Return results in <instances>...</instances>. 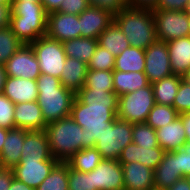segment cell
Wrapping results in <instances>:
<instances>
[{
  "mask_svg": "<svg viewBox=\"0 0 190 190\" xmlns=\"http://www.w3.org/2000/svg\"><path fill=\"white\" fill-rule=\"evenodd\" d=\"M38 104L47 124L70 116L75 98L72 90L65 88L57 77L41 74L37 79Z\"/></svg>",
  "mask_w": 190,
  "mask_h": 190,
  "instance_id": "1",
  "label": "cell"
},
{
  "mask_svg": "<svg viewBox=\"0 0 190 190\" xmlns=\"http://www.w3.org/2000/svg\"><path fill=\"white\" fill-rule=\"evenodd\" d=\"M117 112L118 105H88L75 96L70 117L83 128L85 148L95 147L104 129L117 118Z\"/></svg>",
  "mask_w": 190,
  "mask_h": 190,
  "instance_id": "2",
  "label": "cell"
},
{
  "mask_svg": "<svg viewBox=\"0 0 190 190\" xmlns=\"http://www.w3.org/2000/svg\"><path fill=\"white\" fill-rule=\"evenodd\" d=\"M48 13L42 3L13 1L10 29L25 45L47 34Z\"/></svg>",
  "mask_w": 190,
  "mask_h": 190,
  "instance_id": "3",
  "label": "cell"
},
{
  "mask_svg": "<svg viewBox=\"0 0 190 190\" xmlns=\"http://www.w3.org/2000/svg\"><path fill=\"white\" fill-rule=\"evenodd\" d=\"M131 47L146 49L157 40L156 24L152 9L127 6L114 15Z\"/></svg>",
  "mask_w": 190,
  "mask_h": 190,
  "instance_id": "4",
  "label": "cell"
},
{
  "mask_svg": "<svg viewBox=\"0 0 190 190\" xmlns=\"http://www.w3.org/2000/svg\"><path fill=\"white\" fill-rule=\"evenodd\" d=\"M50 152L58 162H66L73 154L85 149V136L70 116L46 125Z\"/></svg>",
  "mask_w": 190,
  "mask_h": 190,
  "instance_id": "5",
  "label": "cell"
},
{
  "mask_svg": "<svg viewBox=\"0 0 190 190\" xmlns=\"http://www.w3.org/2000/svg\"><path fill=\"white\" fill-rule=\"evenodd\" d=\"M155 105L152 85L119 96L117 118L129 123H145Z\"/></svg>",
  "mask_w": 190,
  "mask_h": 190,
  "instance_id": "6",
  "label": "cell"
},
{
  "mask_svg": "<svg viewBox=\"0 0 190 190\" xmlns=\"http://www.w3.org/2000/svg\"><path fill=\"white\" fill-rule=\"evenodd\" d=\"M133 124L116 118L95 142L103 159L118 160L122 150L132 142Z\"/></svg>",
  "mask_w": 190,
  "mask_h": 190,
  "instance_id": "7",
  "label": "cell"
},
{
  "mask_svg": "<svg viewBox=\"0 0 190 190\" xmlns=\"http://www.w3.org/2000/svg\"><path fill=\"white\" fill-rule=\"evenodd\" d=\"M30 45L38 59L41 74L60 78L66 61L63 43L45 35Z\"/></svg>",
  "mask_w": 190,
  "mask_h": 190,
  "instance_id": "8",
  "label": "cell"
},
{
  "mask_svg": "<svg viewBox=\"0 0 190 190\" xmlns=\"http://www.w3.org/2000/svg\"><path fill=\"white\" fill-rule=\"evenodd\" d=\"M157 40L165 42L189 36L190 17L179 10H152Z\"/></svg>",
  "mask_w": 190,
  "mask_h": 190,
  "instance_id": "9",
  "label": "cell"
},
{
  "mask_svg": "<svg viewBox=\"0 0 190 190\" xmlns=\"http://www.w3.org/2000/svg\"><path fill=\"white\" fill-rule=\"evenodd\" d=\"M150 84L172 75L167 43L156 40L145 49V71Z\"/></svg>",
  "mask_w": 190,
  "mask_h": 190,
  "instance_id": "10",
  "label": "cell"
},
{
  "mask_svg": "<svg viewBox=\"0 0 190 190\" xmlns=\"http://www.w3.org/2000/svg\"><path fill=\"white\" fill-rule=\"evenodd\" d=\"M6 75L36 80L40 75L38 59L31 45L23 44L4 65Z\"/></svg>",
  "mask_w": 190,
  "mask_h": 190,
  "instance_id": "11",
  "label": "cell"
},
{
  "mask_svg": "<svg viewBox=\"0 0 190 190\" xmlns=\"http://www.w3.org/2000/svg\"><path fill=\"white\" fill-rule=\"evenodd\" d=\"M46 35L62 43L81 37L78 15L66 14L60 11L48 13Z\"/></svg>",
  "mask_w": 190,
  "mask_h": 190,
  "instance_id": "12",
  "label": "cell"
},
{
  "mask_svg": "<svg viewBox=\"0 0 190 190\" xmlns=\"http://www.w3.org/2000/svg\"><path fill=\"white\" fill-rule=\"evenodd\" d=\"M57 163L53 157L49 160H21L12 170L16 179L36 189Z\"/></svg>",
  "mask_w": 190,
  "mask_h": 190,
  "instance_id": "13",
  "label": "cell"
},
{
  "mask_svg": "<svg viewBox=\"0 0 190 190\" xmlns=\"http://www.w3.org/2000/svg\"><path fill=\"white\" fill-rule=\"evenodd\" d=\"M92 181L95 190H125L123 168L118 160L103 159L92 170Z\"/></svg>",
  "mask_w": 190,
  "mask_h": 190,
  "instance_id": "14",
  "label": "cell"
},
{
  "mask_svg": "<svg viewBox=\"0 0 190 190\" xmlns=\"http://www.w3.org/2000/svg\"><path fill=\"white\" fill-rule=\"evenodd\" d=\"M81 37L98 39L99 35L114 21V15L106 10L89 6L78 15Z\"/></svg>",
  "mask_w": 190,
  "mask_h": 190,
  "instance_id": "15",
  "label": "cell"
},
{
  "mask_svg": "<svg viewBox=\"0 0 190 190\" xmlns=\"http://www.w3.org/2000/svg\"><path fill=\"white\" fill-rule=\"evenodd\" d=\"M164 154L165 151L160 146L141 147L136 145L134 142H131L122 150L121 155L118 158V162L120 164L139 162L154 170L162 161Z\"/></svg>",
  "mask_w": 190,
  "mask_h": 190,
  "instance_id": "16",
  "label": "cell"
},
{
  "mask_svg": "<svg viewBox=\"0 0 190 190\" xmlns=\"http://www.w3.org/2000/svg\"><path fill=\"white\" fill-rule=\"evenodd\" d=\"M121 165L125 190H155L153 169L139 162Z\"/></svg>",
  "mask_w": 190,
  "mask_h": 190,
  "instance_id": "17",
  "label": "cell"
},
{
  "mask_svg": "<svg viewBox=\"0 0 190 190\" xmlns=\"http://www.w3.org/2000/svg\"><path fill=\"white\" fill-rule=\"evenodd\" d=\"M2 94L14 104L37 101L36 80L7 76Z\"/></svg>",
  "mask_w": 190,
  "mask_h": 190,
  "instance_id": "18",
  "label": "cell"
},
{
  "mask_svg": "<svg viewBox=\"0 0 190 190\" xmlns=\"http://www.w3.org/2000/svg\"><path fill=\"white\" fill-rule=\"evenodd\" d=\"M15 128L28 131L45 130V122L38 101L15 104L14 108Z\"/></svg>",
  "mask_w": 190,
  "mask_h": 190,
  "instance_id": "19",
  "label": "cell"
},
{
  "mask_svg": "<svg viewBox=\"0 0 190 190\" xmlns=\"http://www.w3.org/2000/svg\"><path fill=\"white\" fill-rule=\"evenodd\" d=\"M28 132L21 128L9 129L0 153L1 167L13 168L21 162L22 146Z\"/></svg>",
  "mask_w": 190,
  "mask_h": 190,
  "instance_id": "20",
  "label": "cell"
},
{
  "mask_svg": "<svg viewBox=\"0 0 190 190\" xmlns=\"http://www.w3.org/2000/svg\"><path fill=\"white\" fill-rule=\"evenodd\" d=\"M181 178L183 177L178 170L177 150L165 152L162 161L154 169L155 190H167Z\"/></svg>",
  "mask_w": 190,
  "mask_h": 190,
  "instance_id": "21",
  "label": "cell"
},
{
  "mask_svg": "<svg viewBox=\"0 0 190 190\" xmlns=\"http://www.w3.org/2000/svg\"><path fill=\"white\" fill-rule=\"evenodd\" d=\"M51 158L46 131H29L25 135L21 160H49Z\"/></svg>",
  "mask_w": 190,
  "mask_h": 190,
  "instance_id": "22",
  "label": "cell"
},
{
  "mask_svg": "<svg viewBox=\"0 0 190 190\" xmlns=\"http://www.w3.org/2000/svg\"><path fill=\"white\" fill-rule=\"evenodd\" d=\"M174 75L183 76L190 70V36L166 42Z\"/></svg>",
  "mask_w": 190,
  "mask_h": 190,
  "instance_id": "23",
  "label": "cell"
},
{
  "mask_svg": "<svg viewBox=\"0 0 190 190\" xmlns=\"http://www.w3.org/2000/svg\"><path fill=\"white\" fill-rule=\"evenodd\" d=\"M156 134L158 144L165 152L176 151L187 142L180 117H177L172 123L156 129Z\"/></svg>",
  "mask_w": 190,
  "mask_h": 190,
  "instance_id": "24",
  "label": "cell"
},
{
  "mask_svg": "<svg viewBox=\"0 0 190 190\" xmlns=\"http://www.w3.org/2000/svg\"><path fill=\"white\" fill-rule=\"evenodd\" d=\"M87 70L88 67L85 62L72 57H66L59 78L61 84L76 94L84 86Z\"/></svg>",
  "mask_w": 190,
  "mask_h": 190,
  "instance_id": "25",
  "label": "cell"
},
{
  "mask_svg": "<svg viewBox=\"0 0 190 190\" xmlns=\"http://www.w3.org/2000/svg\"><path fill=\"white\" fill-rule=\"evenodd\" d=\"M114 92L121 96L148 86L150 83L144 72H121L113 70Z\"/></svg>",
  "mask_w": 190,
  "mask_h": 190,
  "instance_id": "26",
  "label": "cell"
},
{
  "mask_svg": "<svg viewBox=\"0 0 190 190\" xmlns=\"http://www.w3.org/2000/svg\"><path fill=\"white\" fill-rule=\"evenodd\" d=\"M114 70L121 72H144L145 50L129 46L115 57Z\"/></svg>",
  "mask_w": 190,
  "mask_h": 190,
  "instance_id": "27",
  "label": "cell"
},
{
  "mask_svg": "<svg viewBox=\"0 0 190 190\" xmlns=\"http://www.w3.org/2000/svg\"><path fill=\"white\" fill-rule=\"evenodd\" d=\"M98 44L115 57L130 46L128 39L114 21L99 35Z\"/></svg>",
  "mask_w": 190,
  "mask_h": 190,
  "instance_id": "28",
  "label": "cell"
},
{
  "mask_svg": "<svg viewBox=\"0 0 190 190\" xmlns=\"http://www.w3.org/2000/svg\"><path fill=\"white\" fill-rule=\"evenodd\" d=\"M181 79V76L172 74L152 83L155 103L173 107Z\"/></svg>",
  "mask_w": 190,
  "mask_h": 190,
  "instance_id": "29",
  "label": "cell"
},
{
  "mask_svg": "<svg viewBox=\"0 0 190 190\" xmlns=\"http://www.w3.org/2000/svg\"><path fill=\"white\" fill-rule=\"evenodd\" d=\"M98 45V39L78 37L63 42L66 57L89 63Z\"/></svg>",
  "mask_w": 190,
  "mask_h": 190,
  "instance_id": "30",
  "label": "cell"
},
{
  "mask_svg": "<svg viewBox=\"0 0 190 190\" xmlns=\"http://www.w3.org/2000/svg\"><path fill=\"white\" fill-rule=\"evenodd\" d=\"M103 160L99 151L93 148H85L73 154L66 163L70 168L79 172H91Z\"/></svg>",
  "mask_w": 190,
  "mask_h": 190,
  "instance_id": "31",
  "label": "cell"
},
{
  "mask_svg": "<svg viewBox=\"0 0 190 190\" xmlns=\"http://www.w3.org/2000/svg\"><path fill=\"white\" fill-rule=\"evenodd\" d=\"M35 190H69L68 164L58 162Z\"/></svg>",
  "mask_w": 190,
  "mask_h": 190,
  "instance_id": "32",
  "label": "cell"
},
{
  "mask_svg": "<svg viewBox=\"0 0 190 190\" xmlns=\"http://www.w3.org/2000/svg\"><path fill=\"white\" fill-rule=\"evenodd\" d=\"M75 96L88 105H118L119 96L107 90L81 88Z\"/></svg>",
  "mask_w": 190,
  "mask_h": 190,
  "instance_id": "33",
  "label": "cell"
},
{
  "mask_svg": "<svg viewBox=\"0 0 190 190\" xmlns=\"http://www.w3.org/2000/svg\"><path fill=\"white\" fill-rule=\"evenodd\" d=\"M82 88L114 92L113 70L88 69L85 83Z\"/></svg>",
  "mask_w": 190,
  "mask_h": 190,
  "instance_id": "34",
  "label": "cell"
},
{
  "mask_svg": "<svg viewBox=\"0 0 190 190\" xmlns=\"http://www.w3.org/2000/svg\"><path fill=\"white\" fill-rule=\"evenodd\" d=\"M177 117H179V113L174 107L155 103L149 112L146 123L156 130L172 123Z\"/></svg>",
  "mask_w": 190,
  "mask_h": 190,
  "instance_id": "35",
  "label": "cell"
},
{
  "mask_svg": "<svg viewBox=\"0 0 190 190\" xmlns=\"http://www.w3.org/2000/svg\"><path fill=\"white\" fill-rule=\"evenodd\" d=\"M22 45L10 27L0 29V65L4 66Z\"/></svg>",
  "mask_w": 190,
  "mask_h": 190,
  "instance_id": "36",
  "label": "cell"
},
{
  "mask_svg": "<svg viewBox=\"0 0 190 190\" xmlns=\"http://www.w3.org/2000/svg\"><path fill=\"white\" fill-rule=\"evenodd\" d=\"M132 142L139 146L158 147L156 130L145 123H134Z\"/></svg>",
  "mask_w": 190,
  "mask_h": 190,
  "instance_id": "37",
  "label": "cell"
},
{
  "mask_svg": "<svg viewBox=\"0 0 190 190\" xmlns=\"http://www.w3.org/2000/svg\"><path fill=\"white\" fill-rule=\"evenodd\" d=\"M114 65L115 56L98 44L87 67L92 70H114Z\"/></svg>",
  "mask_w": 190,
  "mask_h": 190,
  "instance_id": "38",
  "label": "cell"
},
{
  "mask_svg": "<svg viewBox=\"0 0 190 190\" xmlns=\"http://www.w3.org/2000/svg\"><path fill=\"white\" fill-rule=\"evenodd\" d=\"M68 189L69 190H95L91 172H79L68 165Z\"/></svg>",
  "mask_w": 190,
  "mask_h": 190,
  "instance_id": "39",
  "label": "cell"
},
{
  "mask_svg": "<svg viewBox=\"0 0 190 190\" xmlns=\"http://www.w3.org/2000/svg\"><path fill=\"white\" fill-rule=\"evenodd\" d=\"M15 104L12 103L2 93L0 94V127L12 129L15 128L14 120Z\"/></svg>",
  "mask_w": 190,
  "mask_h": 190,
  "instance_id": "40",
  "label": "cell"
},
{
  "mask_svg": "<svg viewBox=\"0 0 190 190\" xmlns=\"http://www.w3.org/2000/svg\"><path fill=\"white\" fill-rule=\"evenodd\" d=\"M173 107L179 114L190 113V85L182 79L173 102Z\"/></svg>",
  "mask_w": 190,
  "mask_h": 190,
  "instance_id": "41",
  "label": "cell"
},
{
  "mask_svg": "<svg viewBox=\"0 0 190 190\" xmlns=\"http://www.w3.org/2000/svg\"><path fill=\"white\" fill-rule=\"evenodd\" d=\"M89 6L96 7L110 12L112 15L118 14L128 5L123 0H87Z\"/></svg>",
  "mask_w": 190,
  "mask_h": 190,
  "instance_id": "42",
  "label": "cell"
},
{
  "mask_svg": "<svg viewBox=\"0 0 190 190\" xmlns=\"http://www.w3.org/2000/svg\"><path fill=\"white\" fill-rule=\"evenodd\" d=\"M177 165L183 178L190 175V142L177 150Z\"/></svg>",
  "mask_w": 190,
  "mask_h": 190,
  "instance_id": "43",
  "label": "cell"
},
{
  "mask_svg": "<svg viewBox=\"0 0 190 190\" xmlns=\"http://www.w3.org/2000/svg\"><path fill=\"white\" fill-rule=\"evenodd\" d=\"M89 7L87 0H63L57 11L79 15Z\"/></svg>",
  "mask_w": 190,
  "mask_h": 190,
  "instance_id": "44",
  "label": "cell"
},
{
  "mask_svg": "<svg viewBox=\"0 0 190 190\" xmlns=\"http://www.w3.org/2000/svg\"><path fill=\"white\" fill-rule=\"evenodd\" d=\"M190 0H158L152 10H179L184 11Z\"/></svg>",
  "mask_w": 190,
  "mask_h": 190,
  "instance_id": "45",
  "label": "cell"
},
{
  "mask_svg": "<svg viewBox=\"0 0 190 190\" xmlns=\"http://www.w3.org/2000/svg\"><path fill=\"white\" fill-rule=\"evenodd\" d=\"M14 178L12 168L0 166V190H9V187Z\"/></svg>",
  "mask_w": 190,
  "mask_h": 190,
  "instance_id": "46",
  "label": "cell"
},
{
  "mask_svg": "<svg viewBox=\"0 0 190 190\" xmlns=\"http://www.w3.org/2000/svg\"><path fill=\"white\" fill-rule=\"evenodd\" d=\"M12 17V5L0 4V29L9 27Z\"/></svg>",
  "mask_w": 190,
  "mask_h": 190,
  "instance_id": "47",
  "label": "cell"
},
{
  "mask_svg": "<svg viewBox=\"0 0 190 190\" xmlns=\"http://www.w3.org/2000/svg\"><path fill=\"white\" fill-rule=\"evenodd\" d=\"M63 0H42L41 3L47 13L55 12L60 8Z\"/></svg>",
  "mask_w": 190,
  "mask_h": 190,
  "instance_id": "48",
  "label": "cell"
},
{
  "mask_svg": "<svg viewBox=\"0 0 190 190\" xmlns=\"http://www.w3.org/2000/svg\"><path fill=\"white\" fill-rule=\"evenodd\" d=\"M167 190H190V182L186 177L181 178V179L177 180Z\"/></svg>",
  "mask_w": 190,
  "mask_h": 190,
  "instance_id": "49",
  "label": "cell"
},
{
  "mask_svg": "<svg viewBox=\"0 0 190 190\" xmlns=\"http://www.w3.org/2000/svg\"><path fill=\"white\" fill-rule=\"evenodd\" d=\"M179 117L181 118L184 126L186 141L190 142V113L179 114Z\"/></svg>",
  "mask_w": 190,
  "mask_h": 190,
  "instance_id": "50",
  "label": "cell"
},
{
  "mask_svg": "<svg viewBox=\"0 0 190 190\" xmlns=\"http://www.w3.org/2000/svg\"><path fill=\"white\" fill-rule=\"evenodd\" d=\"M9 190H35V189L23 183L22 181H19L14 177L9 187Z\"/></svg>",
  "mask_w": 190,
  "mask_h": 190,
  "instance_id": "51",
  "label": "cell"
},
{
  "mask_svg": "<svg viewBox=\"0 0 190 190\" xmlns=\"http://www.w3.org/2000/svg\"><path fill=\"white\" fill-rule=\"evenodd\" d=\"M158 0H135V8L153 9Z\"/></svg>",
  "mask_w": 190,
  "mask_h": 190,
  "instance_id": "52",
  "label": "cell"
},
{
  "mask_svg": "<svg viewBox=\"0 0 190 190\" xmlns=\"http://www.w3.org/2000/svg\"><path fill=\"white\" fill-rule=\"evenodd\" d=\"M6 71L3 65H0V94L3 92L5 80H6Z\"/></svg>",
  "mask_w": 190,
  "mask_h": 190,
  "instance_id": "53",
  "label": "cell"
},
{
  "mask_svg": "<svg viewBox=\"0 0 190 190\" xmlns=\"http://www.w3.org/2000/svg\"><path fill=\"white\" fill-rule=\"evenodd\" d=\"M8 131H9V129L0 127V153L3 149V144H4V141L6 139Z\"/></svg>",
  "mask_w": 190,
  "mask_h": 190,
  "instance_id": "54",
  "label": "cell"
},
{
  "mask_svg": "<svg viewBox=\"0 0 190 190\" xmlns=\"http://www.w3.org/2000/svg\"><path fill=\"white\" fill-rule=\"evenodd\" d=\"M181 78L184 82L190 85V70L186 72Z\"/></svg>",
  "mask_w": 190,
  "mask_h": 190,
  "instance_id": "55",
  "label": "cell"
},
{
  "mask_svg": "<svg viewBox=\"0 0 190 190\" xmlns=\"http://www.w3.org/2000/svg\"><path fill=\"white\" fill-rule=\"evenodd\" d=\"M128 6L135 7V0H123Z\"/></svg>",
  "mask_w": 190,
  "mask_h": 190,
  "instance_id": "56",
  "label": "cell"
},
{
  "mask_svg": "<svg viewBox=\"0 0 190 190\" xmlns=\"http://www.w3.org/2000/svg\"><path fill=\"white\" fill-rule=\"evenodd\" d=\"M14 0H0V4L12 5Z\"/></svg>",
  "mask_w": 190,
  "mask_h": 190,
  "instance_id": "57",
  "label": "cell"
},
{
  "mask_svg": "<svg viewBox=\"0 0 190 190\" xmlns=\"http://www.w3.org/2000/svg\"><path fill=\"white\" fill-rule=\"evenodd\" d=\"M184 12L190 17V1L187 3Z\"/></svg>",
  "mask_w": 190,
  "mask_h": 190,
  "instance_id": "58",
  "label": "cell"
},
{
  "mask_svg": "<svg viewBox=\"0 0 190 190\" xmlns=\"http://www.w3.org/2000/svg\"><path fill=\"white\" fill-rule=\"evenodd\" d=\"M14 1H24V2H37V3H41L42 0H14Z\"/></svg>",
  "mask_w": 190,
  "mask_h": 190,
  "instance_id": "59",
  "label": "cell"
},
{
  "mask_svg": "<svg viewBox=\"0 0 190 190\" xmlns=\"http://www.w3.org/2000/svg\"><path fill=\"white\" fill-rule=\"evenodd\" d=\"M186 178H187V179L189 180V182H190V175H188Z\"/></svg>",
  "mask_w": 190,
  "mask_h": 190,
  "instance_id": "60",
  "label": "cell"
}]
</instances>
